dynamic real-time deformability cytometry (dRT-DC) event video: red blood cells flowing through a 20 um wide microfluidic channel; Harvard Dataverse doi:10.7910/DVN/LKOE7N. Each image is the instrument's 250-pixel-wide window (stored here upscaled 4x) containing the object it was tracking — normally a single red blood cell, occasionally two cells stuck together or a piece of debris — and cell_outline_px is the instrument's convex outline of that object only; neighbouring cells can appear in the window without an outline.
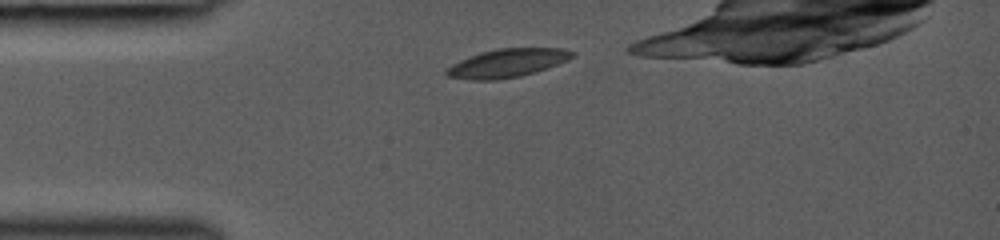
{"species": "common noctule bat (a hibernating species)", "species_latin": "Nyctalus noctula", "temperature_condition": "room temperature", "stored_images_in_passage": 15, "camera_frame_rate_fps": 3000, "um_per_image_px": 0.085, "animal": {"sex": "female", "body_mass_g": 19.0, "forearm_length_mm": 53.3}, "frame": {"image": 1, "passage_image": 3, "time_ms": 0.667, "image_size_px": [1000, 240], "cell_outline_px": [[576, 56], [568, 60], [536, 72], [520, 76], [496, 80], [472, 80], [448, 76], [444, 72], [452, 64], [460, 60], [480, 52], [500, 48], [564, 48], [576, 52]], "centroid_in_image_um": [43.16, 5.35], "position_along_channel_um": 41.8, "area_um2": 20.87}}
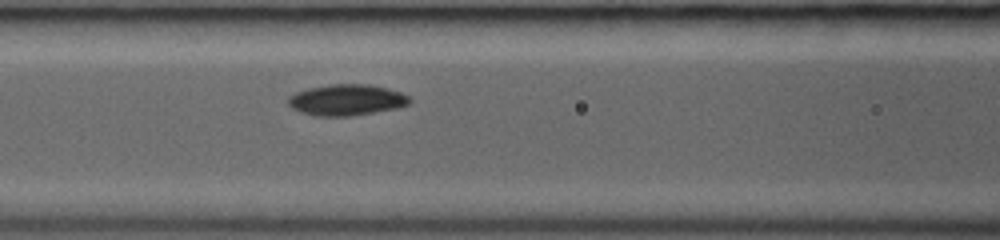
{"frame": {"image": 2, "passage_image": 11, "time_ms": 3.333, "image_size_px": [1000, 240], "cell_outline_px": [[412, 104], [396, 108], [352, 116], [316, 116], [300, 112], [292, 108], [288, 104], [288, 96], [296, 92], [308, 88], [332, 84], [368, 84], [388, 88], [400, 92], [408, 96], [412, 100]], "centroid_in_image_um": [29.47, 8.49], "position_along_channel_um": 137.1, "area_um2": 22.14}}
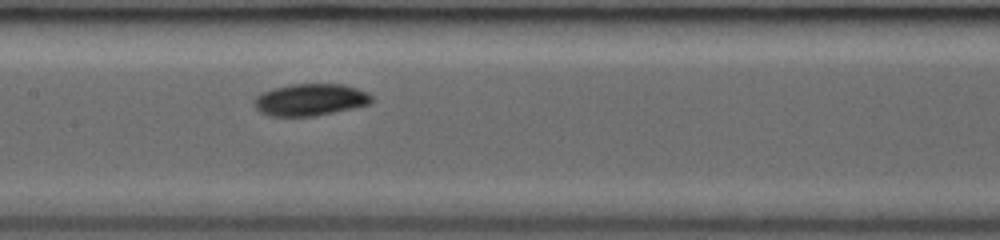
{"frame": {"image": 3, "passage_image": 14, "time_ms": 4.333, "image_size_px": [1000, 240], "cell_outline_px": [[372, 100], [368, 104], [352, 108], [316, 116], [268, 116], [260, 112], [252, 104], [252, 100], [260, 92], [272, 88], [292, 84], [340, 84], [356, 88], [372, 96]], "centroid_in_image_um": [26.28, 8.48], "position_along_channel_um": 181.1, "area_um2": 21.91}}